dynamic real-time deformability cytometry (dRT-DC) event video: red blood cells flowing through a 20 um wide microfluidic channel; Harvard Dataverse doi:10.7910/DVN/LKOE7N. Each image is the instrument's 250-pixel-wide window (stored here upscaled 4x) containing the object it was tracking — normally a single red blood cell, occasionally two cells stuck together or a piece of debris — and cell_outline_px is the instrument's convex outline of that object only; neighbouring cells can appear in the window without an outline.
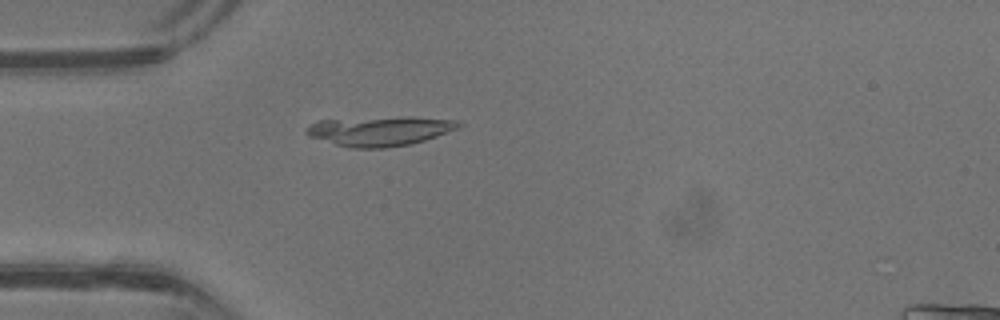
{"species": "common noctule bat (a hibernating species)", "species_latin": "Nyctalus noctula", "temperature_condition": "warm", "stored_images_in_passage": 43, "camera_frame_rate_fps": 3000, "um_per_image_px": 0.085, "animal": {"sex": "male", "body_mass_g": 13.3}, "frame": {"image": 1, "passage_image": 13, "time_ms": 4.0, "image_size_px": [1000, 320], "cell_outline_px": [[440, 132], [432, 136], [420, 140], [404, 144], [348, 144], [352, 128], [360, 124], [380, 120], [436, 120]], "centroid_in_image_um": [33.41, 11.21], "position_along_channel_um": 51.6, "area_um2": 13.35}}
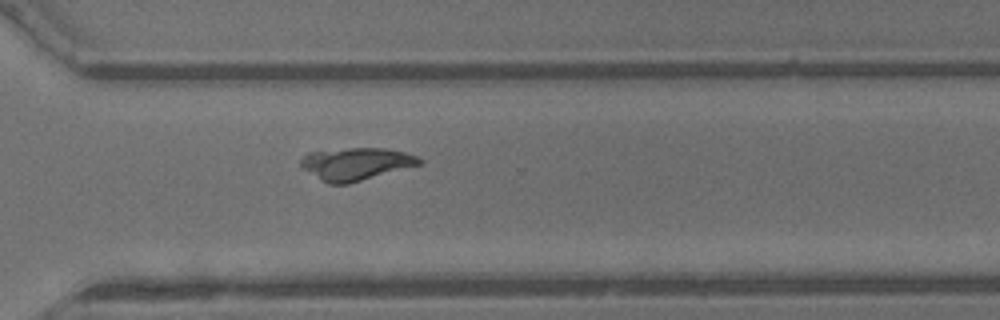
{"frame": {"image": 2, "passage_image": 31, "time_ms": 10.0, "image_size_px": [1000, 320], "cell_outline_px": [[420, 160], [416, 164], [356, 180], [340, 184], [336, 184], [324, 180], [312, 164], [328, 156], [340, 152], [396, 152], [412, 156]], "centroid_in_image_um": [30.65, 14.04], "position_along_channel_um": 340.0, "area_um2": 16.01}}
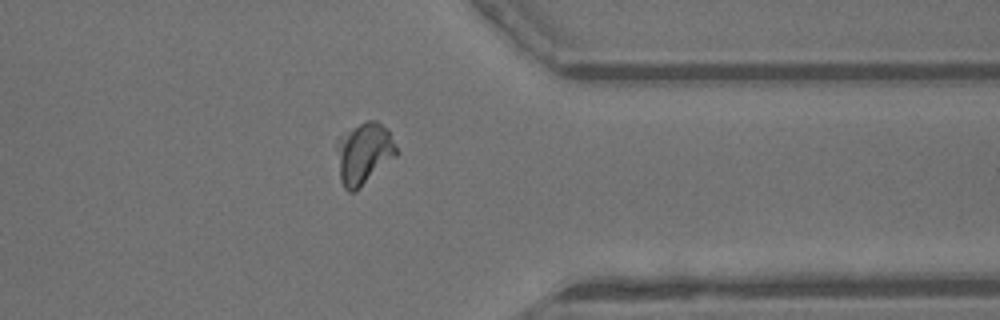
{"frame": {"image": 3, "passage_image": 34, "time_ms": 11.0, "image_size_px": [1000, 320], "cell_outline_px": [[396, 152], [356, 188], [348, 188], [344, 184], [344, 148], [348, 140], [356, 128], [364, 124], [368, 124], [388, 132], [396, 148]], "centroid_in_image_um": [31.1, 13.07], "position_along_channel_um": 380.3, "area_um2": 16.01}}